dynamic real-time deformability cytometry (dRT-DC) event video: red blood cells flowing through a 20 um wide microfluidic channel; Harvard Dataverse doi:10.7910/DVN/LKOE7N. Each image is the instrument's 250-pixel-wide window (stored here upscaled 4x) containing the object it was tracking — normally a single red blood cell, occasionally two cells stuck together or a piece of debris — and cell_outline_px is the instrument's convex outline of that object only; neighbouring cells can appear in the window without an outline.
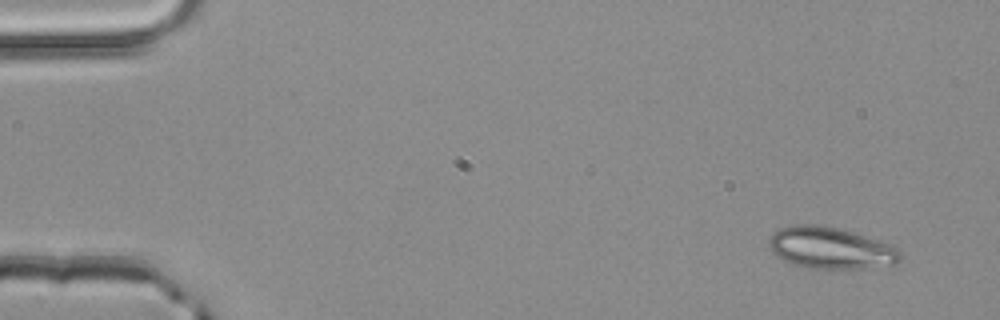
{"species": "common noctule bat (a hibernating species)", "species_latin": "Nyctalus noctula", "temperature_condition": "room temperature", "stored_images_in_passage": 4, "camera_frame_rate_fps": 3000, "um_per_image_px": 0.085, "animal": {"sex": "male", "body_mass_g": 20.4}, "frame": {"image": 1, "passage_image": 1, "time_ms": 0.0, "image_size_px": [1000, 320], "cell_outline_px": [[900, 260], [892, 264], [860, 268], [812, 268], [796, 264], [784, 260], [772, 252], [768, 244], [768, 240], [780, 228], [796, 224], [816, 224], [836, 228], [864, 236], [888, 244], [896, 248], [900, 252]], "centroid_in_image_um": [70.56, 21.07], "position_along_channel_um": 14.4, "area_um2": 30.98}}
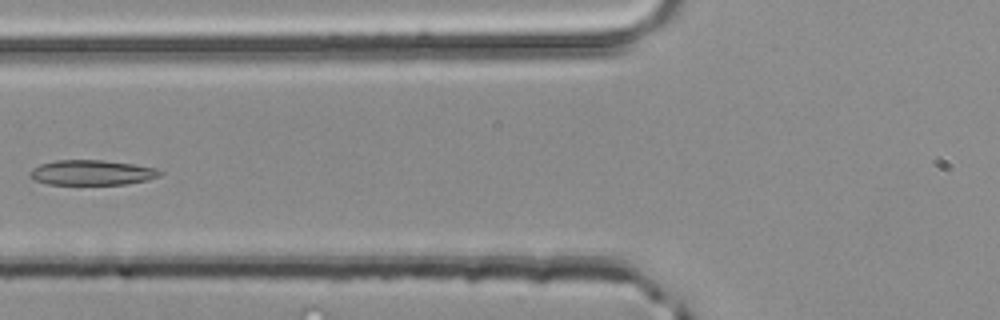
{"frame": {"image": 2, "passage_image": 4, "time_ms": 1.0, "image_size_px": [1000, 320], "cell_outline_px": [[164, 172], [160, 176], [148, 180], [128, 184], [48, 184], [36, 180], [28, 172], [32, 168], [40, 164], [56, 160], [104, 160], [132, 164], [156, 168]], "centroid_in_image_um": [7.84, 14.66], "position_along_channel_um": 118.0, "area_um2": 18.96}}